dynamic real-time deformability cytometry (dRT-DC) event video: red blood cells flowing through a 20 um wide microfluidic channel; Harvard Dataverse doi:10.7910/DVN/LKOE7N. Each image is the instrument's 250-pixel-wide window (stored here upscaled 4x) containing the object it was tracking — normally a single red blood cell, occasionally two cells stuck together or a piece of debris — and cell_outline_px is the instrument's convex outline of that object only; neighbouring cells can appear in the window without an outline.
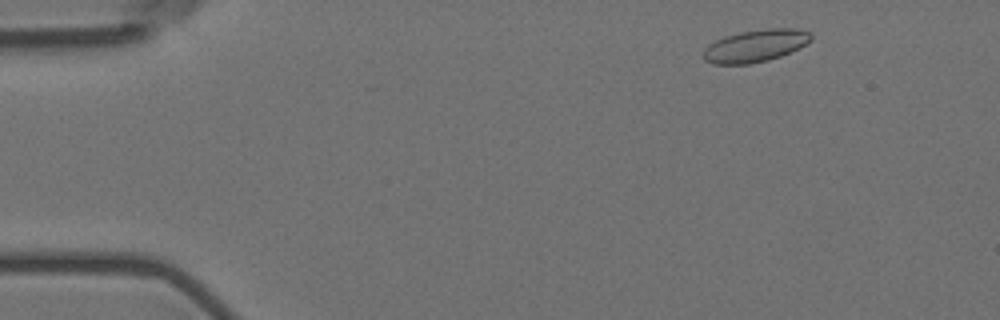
{"species": "Egyptian fruit bat (a non-hibernating species)", "species_latin": "Rousettus aegyptiacus", "temperature_condition": "room temperature", "stored_images_in_passage": 54, "camera_frame_rate_fps": 3000, "um_per_image_px": 0.085, "animal": {"sex": "female"}, "frame": {"image": 1, "passage_image": 4, "time_ms": 1.0, "image_size_px": [1000, 320], "cell_outline_px": [[812, 40], [800, 48], [780, 56], [768, 60], [748, 64], [712, 64], [704, 60], [704, 48], [708, 44], [724, 36], [740, 32], [768, 28], [796, 28], [812, 32]], "centroid_in_image_um": [64.23, 3.88], "position_along_channel_um": 20.8, "area_um2": 20.46}}
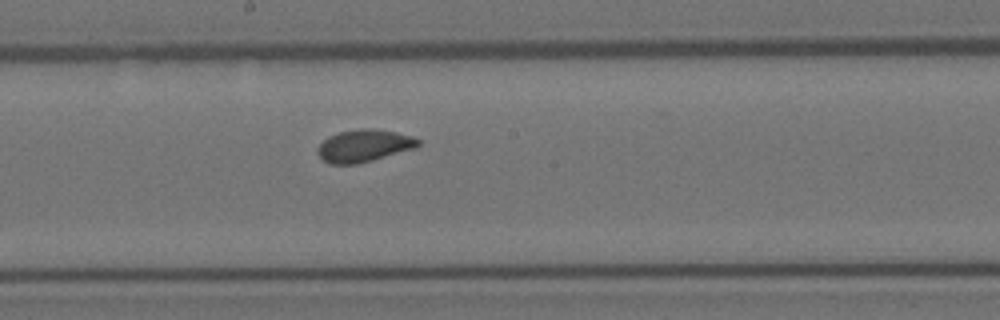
{"frame": {"image": 2, "passage_image": 28, "time_ms": 9.0, "image_size_px": [1000, 320], "cell_outline_px": [[420, 144], [416, 148], [372, 160], [356, 164], [328, 164], [316, 152], [316, 148], [328, 136], [340, 132], [360, 128], [372, 128], [396, 132], [412, 136], [420, 140]], "centroid_in_image_um": [30.94, 12.38], "position_along_channel_um": 217.3, "area_um2": 18.96}}
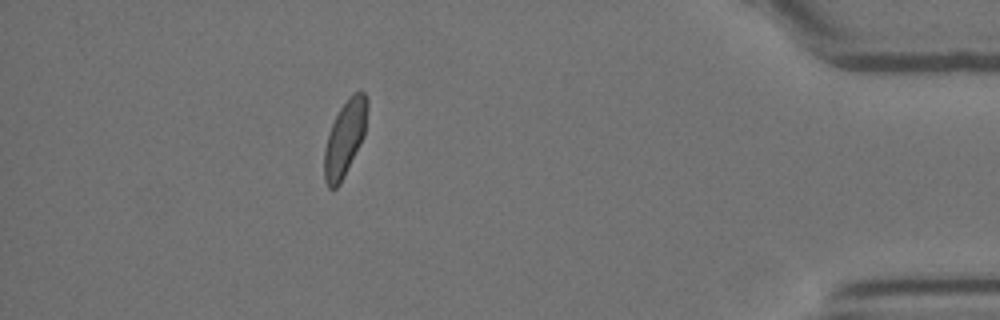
{"frame": {"image": 3, "passage_image": 48, "time_ms": 15.667, "image_size_px": [1000, 320], "cell_outline_px": [[368, 104], [364, 136], [340, 184], [336, 188], [328, 188], [324, 180], [324, 148], [332, 124], [340, 108], [348, 96], [352, 92], [364, 92], [368, 100]], "centroid_in_image_um": [29.31, 11.74], "position_along_channel_um": 405.9, "area_um2": 18.84}, "authors_computed_cell_mechanics": {"area_um2": 19.1029, "velocity_mm_per_s": 3.5618, "shape_relaxation_time_tau1_ms": 5.2531, "shape_relaxation_time_tau2_ms": 0.714, "deformation_change_tau1": 0.1036, "deformation_change_tau2": 0.0572}}